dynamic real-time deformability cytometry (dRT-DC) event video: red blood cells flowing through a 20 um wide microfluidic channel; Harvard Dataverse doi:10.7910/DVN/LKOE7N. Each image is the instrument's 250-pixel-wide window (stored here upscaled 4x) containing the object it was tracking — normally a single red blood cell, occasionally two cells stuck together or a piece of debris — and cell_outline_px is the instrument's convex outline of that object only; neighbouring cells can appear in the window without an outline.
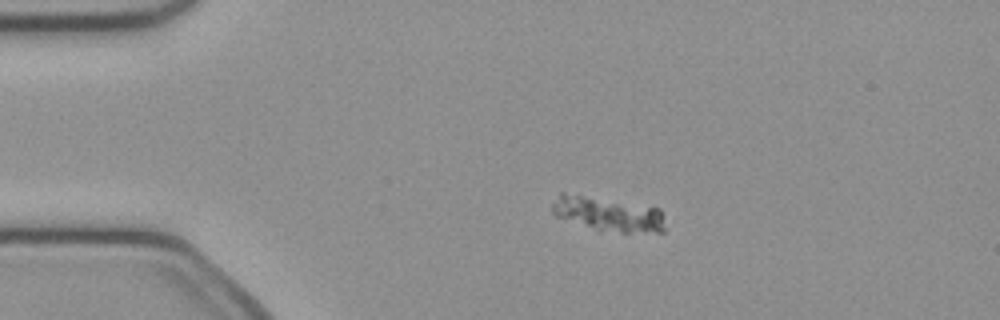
{"species": "common noctule bat (a hibernating species)", "species_latin": "Nyctalus noctula", "temperature_condition": "cold", "stored_images_in_passage": 53, "camera_frame_rate_fps": 3000, "um_per_image_px": 0.085, "animal": {"sex": "female", "body_mass_g": 21.9}, "frame": {"image": 1, "passage_image": 12, "time_ms": 3.667, "image_size_px": [1000, 320], "cell_outline_px": [[664, 232], [620, 232], [596, 228], [556, 216], [552, 212], [552, 204], [560, 192], [564, 192], [660, 208], [664, 228]], "centroid_in_image_um": [51.68, 18.17], "position_along_channel_um": 33.3, "area_um2": 21.96}}
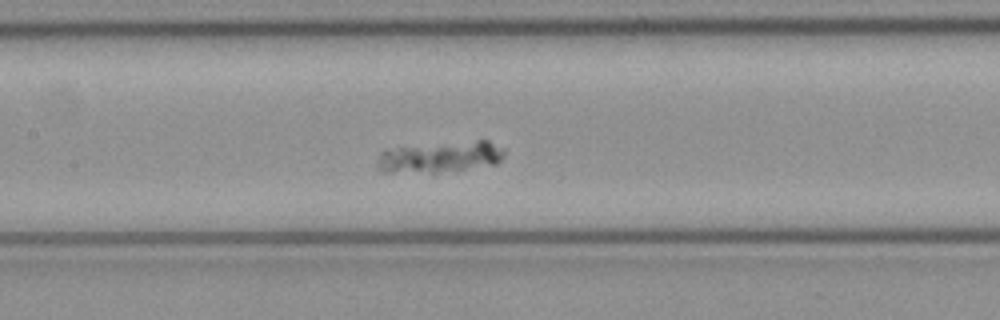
{"frame": {"image": 2, "passage_image": 26, "time_ms": 8.333, "image_size_px": [1000, 320], "cell_outline_px": [[504, 156], [496, 164], [436, 172], [380, 172], [376, 164], [376, 160], [380, 152], [384, 148], [480, 140], [488, 140], [504, 148]], "centroid_in_image_um": [37.36, 13.33], "position_along_channel_um": 170.0, "area_um2": 23.06}}
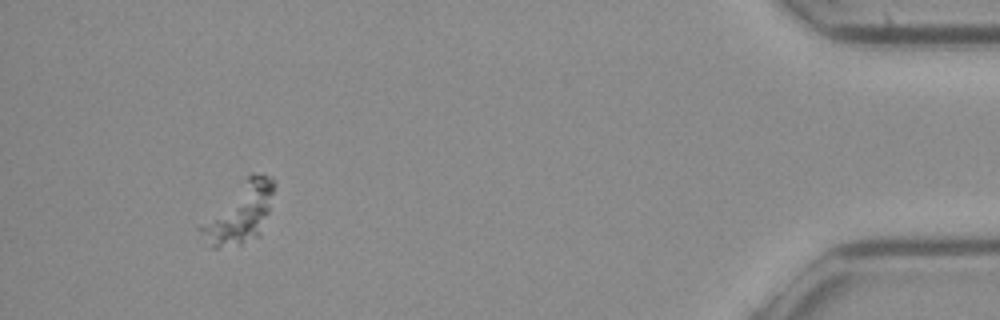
{"frame": {"image": 3, "passage_image": 50, "time_ms": 16.333, "image_size_px": [1000, 320], "cell_outline_px": [[276, 184], [268, 212], [260, 236], [240, 244], [216, 248], [212, 248], [196, 228], [252, 172], [272, 176], [276, 180]], "centroid_in_image_um": [20.41, 18.11], "position_along_channel_um": 414.8, "area_um2": 25.2}}